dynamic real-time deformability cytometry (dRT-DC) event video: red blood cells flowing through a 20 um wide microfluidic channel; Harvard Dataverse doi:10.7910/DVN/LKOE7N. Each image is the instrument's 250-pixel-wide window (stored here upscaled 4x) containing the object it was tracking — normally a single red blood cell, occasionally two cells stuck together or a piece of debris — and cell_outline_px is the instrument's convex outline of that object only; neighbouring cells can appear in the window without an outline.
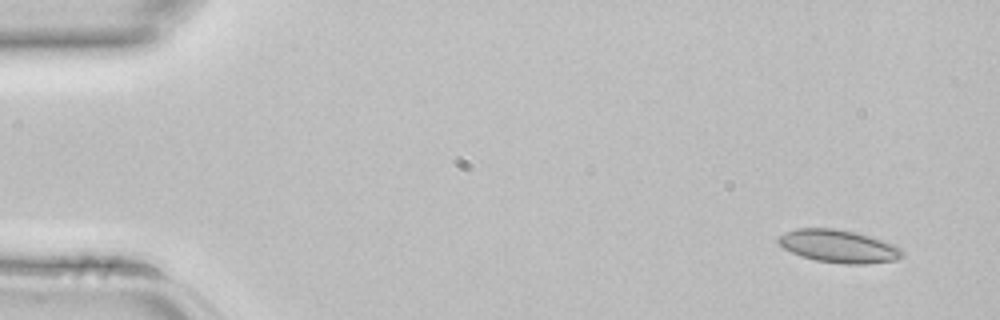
{"species": "common noctule bat (a hibernating species)", "species_latin": "Nyctalus noctula", "temperature_condition": "room temperature", "stored_images_in_passage": 3, "camera_frame_rate_fps": 3000, "um_per_image_px": 0.085, "animal": {"sex": "female", "body_mass_g": 22.7, "forearm_length_mm": 54.2}, "frame": {"image": 1, "passage_image": 1, "time_ms": 0.0, "image_size_px": [1000, 320], "cell_outline_px": [[904, 256], [896, 260], [864, 264], [844, 264], [816, 260], [800, 256], [784, 248], [776, 240], [784, 232], [796, 228], [832, 228], [856, 232], [872, 236], [892, 244], [900, 248], [904, 252]], "centroid_in_image_um": [71.29, 20.92], "position_along_channel_um": 13.7, "area_um2": 23.76}}
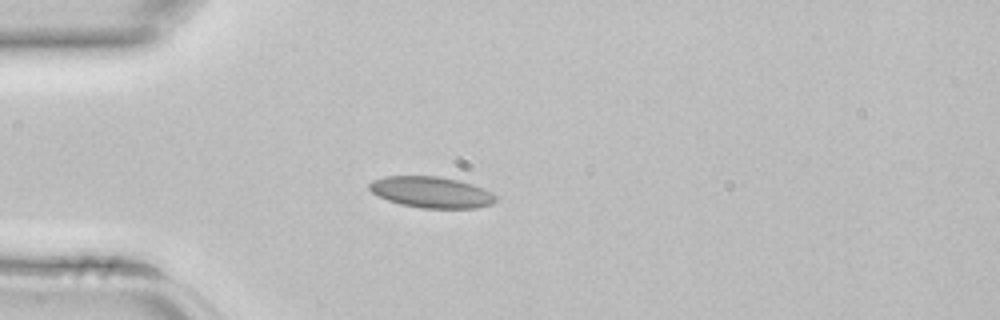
{"frame": {"image": 2, "passage_image": 3, "time_ms": 0.667, "image_size_px": [1000, 320], "cell_outline_px": [[496, 200], [492, 204], [476, 208], [420, 208], [400, 204], [388, 200], [372, 192], [368, 188], [368, 184], [372, 180], [384, 176], [440, 176], [460, 180], [484, 188], [492, 192], [496, 196]], "centroid_in_image_um": [36.68, 16.33], "position_along_channel_um": 48.3, "area_um2": 23.12}}